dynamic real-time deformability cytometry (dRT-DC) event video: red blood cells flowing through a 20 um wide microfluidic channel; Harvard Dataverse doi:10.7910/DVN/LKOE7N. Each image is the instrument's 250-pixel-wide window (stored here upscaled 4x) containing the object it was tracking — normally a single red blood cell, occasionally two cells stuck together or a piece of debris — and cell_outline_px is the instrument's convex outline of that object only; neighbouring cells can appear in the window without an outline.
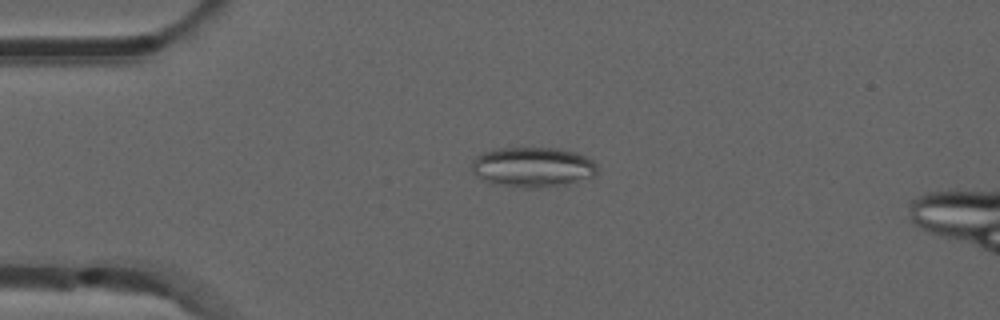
{"species": "common noctule bat (a hibernating species)", "species_latin": "Nyctalus noctula", "temperature_condition": "room temperature", "stored_images_in_passage": 53, "camera_frame_rate_fps": 3000, "um_per_image_px": 0.085, "animal": {"sex": "male", "forearm_length_mm": 52.5}, "frame": {"image": 1, "passage_image": 12, "time_ms": 3.667, "image_size_px": [1000, 320], "cell_outline_px": [[596, 172], [592, 176], [568, 184], [536, 188], [524, 188], [492, 184], [480, 180], [472, 172], [472, 160], [476, 156], [484, 152], [496, 148], [560, 148], [576, 152], [592, 160], [596, 164]], "centroid_in_image_um": [45.22, 14.21], "position_along_channel_um": 39.8, "area_um2": 29.54}}
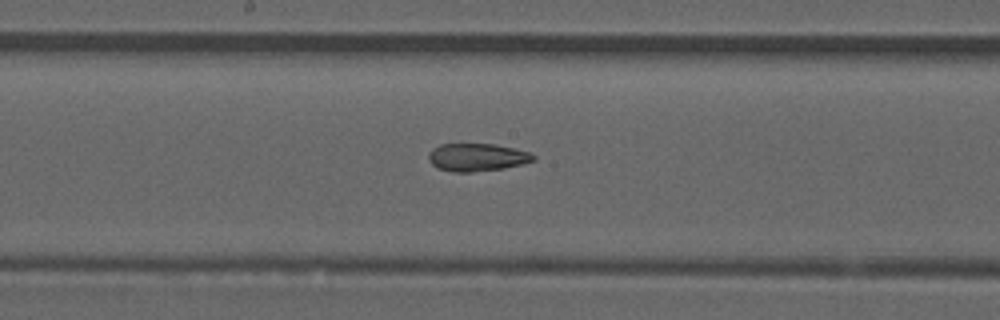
{"frame": {"image": 2, "passage_image": 27, "time_ms": 8.667, "image_size_px": [1000, 320], "cell_outline_px": [[536, 160], [504, 168], [472, 172], [452, 172], [436, 168], [428, 160], [428, 156], [432, 148], [440, 144], [496, 144], [532, 152], [536, 156]], "centroid_in_image_um": [40.55, 13.37], "position_along_channel_um": 207.6, "area_um2": 17.17}}
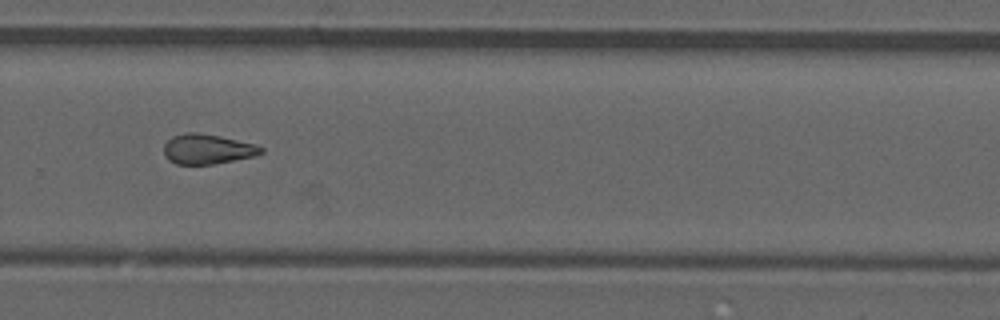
{"frame": {"image": 3, "passage_image": 35, "time_ms": 11.333, "image_size_px": [1000, 320], "cell_outline_px": [[264, 152], [256, 156], [212, 164], [176, 164], [168, 160], [164, 156], [164, 144], [172, 136], [188, 132], [196, 132], [220, 136], [256, 144], [264, 148]], "centroid_in_image_um": [17.64, 12.67], "position_along_channel_um": 312.2, "area_um2": 17.05}}